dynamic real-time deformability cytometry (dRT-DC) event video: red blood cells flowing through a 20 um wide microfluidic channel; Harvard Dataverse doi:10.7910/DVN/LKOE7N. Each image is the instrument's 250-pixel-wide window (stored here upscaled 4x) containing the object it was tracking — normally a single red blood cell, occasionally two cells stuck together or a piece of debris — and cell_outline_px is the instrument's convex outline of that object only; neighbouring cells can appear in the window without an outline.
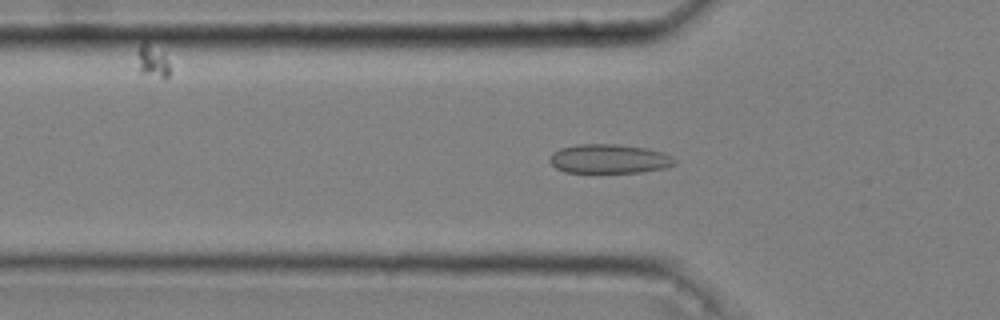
{"species": "common noctule bat (a hibernating species)", "species_latin": "Nyctalus noctula", "temperature_condition": "cold", "stored_images_in_passage": 49, "camera_frame_rate_fps": 3000, "um_per_image_px": 0.085, "animal": {"sex": "male", "body_mass_g": 20.4}, "frame": {"image": 1, "passage_image": 16, "time_ms": 5.0, "image_size_px": [1000, 320], "cell_outline_px": [[676, 164], [664, 168], [640, 172], [564, 172], [556, 168], [548, 160], [552, 152], [560, 148], [576, 144], [616, 144], [648, 148], [664, 152], [672, 156], [676, 160]], "centroid_in_image_um": [51.78, 13.49], "position_along_channel_um": 74.0, "area_um2": 21.39}}
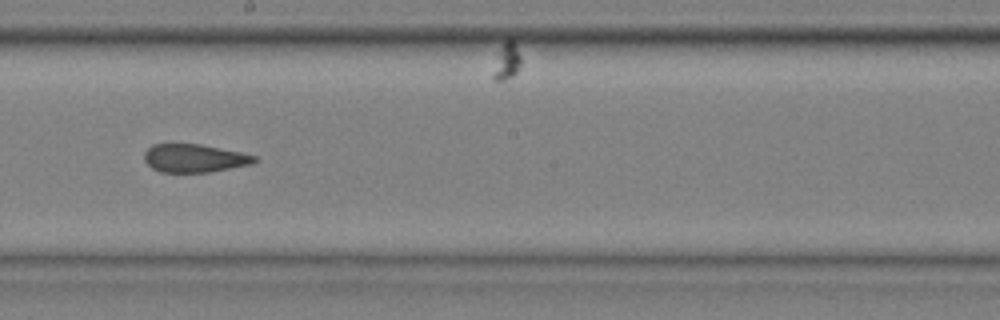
{"frame": {"image": 2, "passage_image": 29, "time_ms": 9.333, "image_size_px": [1000, 320], "cell_outline_px": [[260, 160], [252, 164], [208, 172], [160, 172], [152, 168], [144, 160], [144, 152], [152, 144], [200, 144], [240, 152], [256, 156]], "centroid_in_image_um": [16.52, 13.45], "position_along_channel_um": 231.7, "area_um2": 18.09}}
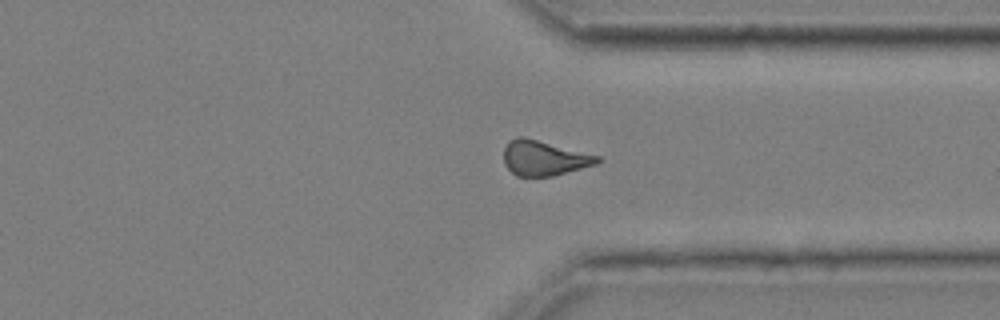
{"frame": {"image": 3, "passage_image": 40, "time_ms": 13.0, "image_size_px": [1000, 320], "cell_outline_px": [[604, 160], [600, 164], [552, 176], [516, 176], [504, 164], [504, 148], [508, 140], [516, 136], [524, 136], [600, 156]], "centroid_in_image_um": [46.28, 13.43], "position_along_channel_um": 365.1, "area_um2": 19.42}}